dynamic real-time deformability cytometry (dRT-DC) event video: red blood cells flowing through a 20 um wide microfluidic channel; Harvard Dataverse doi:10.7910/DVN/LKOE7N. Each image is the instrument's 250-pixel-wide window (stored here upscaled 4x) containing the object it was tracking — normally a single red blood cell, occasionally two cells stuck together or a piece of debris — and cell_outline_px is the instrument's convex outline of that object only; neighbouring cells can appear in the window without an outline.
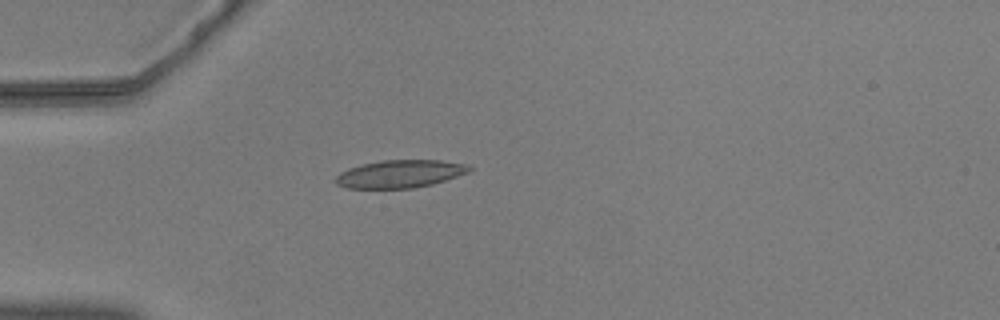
{"species": "common noctule bat (a hibernating species)", "species_latin": "Nyctalus noctula", "temperature_condition": "warm", "stored_images_in_passage": 41, "camera_frame_rate_fps": 3000, "um_per_image_px": 0.085, "animal": {"sex": "male", "body_mass_g": 20.5, "forearm_length_mm": 52.5}, "frame": {"image": 1, "passage_image": 1, "time_ms": 0.0, "image_size_px": [1000, 320], "cell_outline_px": [[472, 168], [468, 172], [432, 184], [412, 188], [348, 188], [336, 184], [332, 180], [340, 172], [348, 168], [380, 160], [440, 160], [464, 164]], "centroid_in_image_um": [33.93, 14.78], "position_along_channel_um": 51.1, "area_um2": 21.44}}
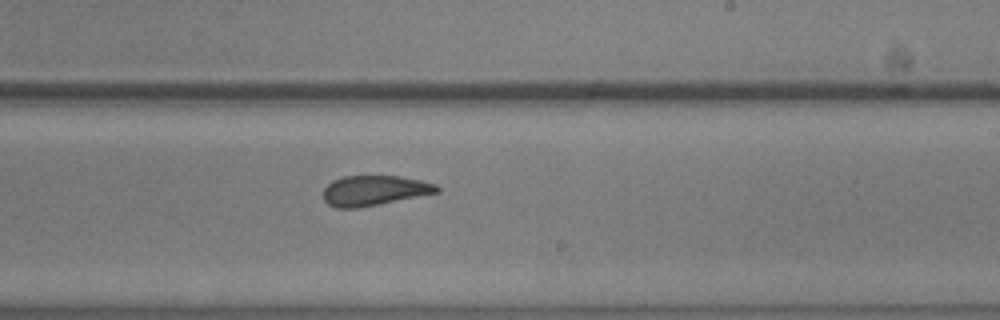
{"frame": {"image": 2, "passage_image": 19, "time_ms": 6.0, "image_size_px": [1000, 320], "cell_outline_px": [[440, 192], [360, 208], [336, 208], [328, 204], [324, 200], [324, 188], [332, 180], [344, 176], [400, 176], [420, 180], [436, 184], [440, 188]], "centroid_in_image_um": [31.82, 16.2], "position_along_channel_um": 257.2, "area_um2": 20.0}}
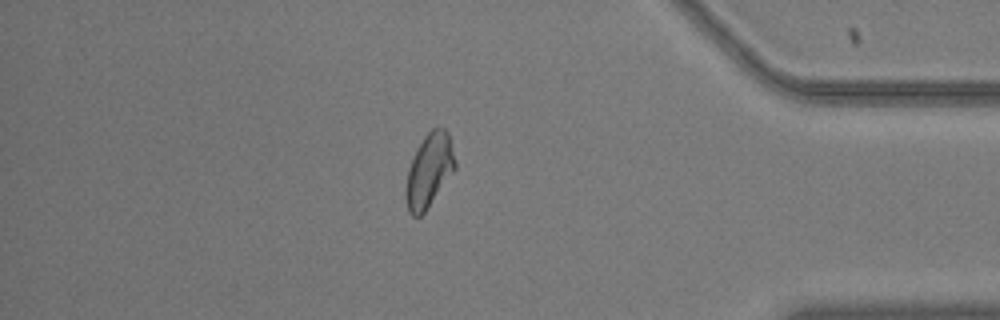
{"frame": {"image": 3, "passage_image": 33, "time_ms": 10.667, "image_size_px": [1000, 320], "cell_outline_px": [[456, 168], [424, 212], [420, 216], [412, 216], [408, 212], [404, 196], [404, 188], [408, 168], [424, 136], [436, 124], [444, 128], [448, 132], [456, 164]], "centroid_in_image_um": [36.45, 14.48], "position_along_channel_um": 398.7, "area_um2": 21.1}, "authors_computed_cell_mechanics": {"area_um2": 20.808, "velocity_mm_per_s": 3.6542, "shape_relaxation_time_tau1_ms": 7.9363, "shape_relaxation_time_tau2_ms": 1.8529, "deformation_change_tau1": 0.1602, "deformation_change_tau2": 0.0813}}